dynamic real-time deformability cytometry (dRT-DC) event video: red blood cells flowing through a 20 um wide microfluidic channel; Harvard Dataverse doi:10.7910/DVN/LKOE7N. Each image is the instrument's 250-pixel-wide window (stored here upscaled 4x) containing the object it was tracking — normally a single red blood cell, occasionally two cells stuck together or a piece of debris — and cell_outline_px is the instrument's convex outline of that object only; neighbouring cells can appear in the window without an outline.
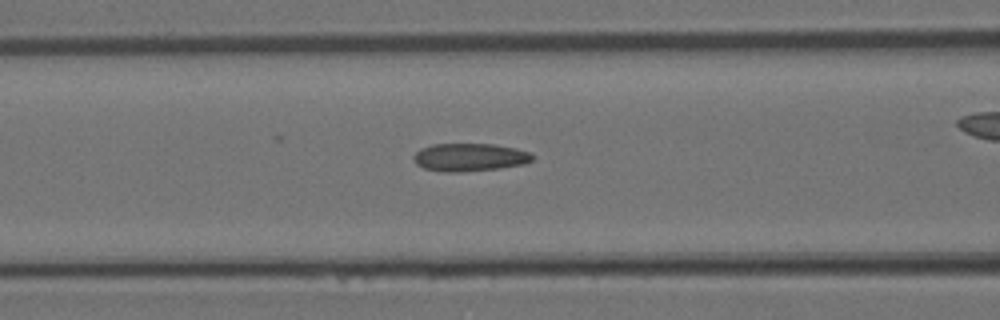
{"species": "Egyptian fruit bat (a non-hibernating species)", "species_latin": "Rousettus aegyptiacus", "temperature_condition": "room temperature", "stored_images_in_passage": 36, "camera_frame_rate_fps": 3000, "um_per_image_px": 0.085, "animal": {"sex": "female"}, "frame": {"image": 1, "passage_image": 16, "time_ms": 5.0, "image_size_px": [1000, 320], "cell_outline_px": [[532, 160], [524, 164], [496, 168], [460, 172], [444, 172], [424, 168], [416, 164], [412, 160], [412, 156], [420, 148], [432, 144], [492, 144], [516, 148], [528, 152], [532, 156]], "centroid_in_image_um": [39.85, 13.36], "position_along_channel_um": 126.7, "area_um2": 19.25}}
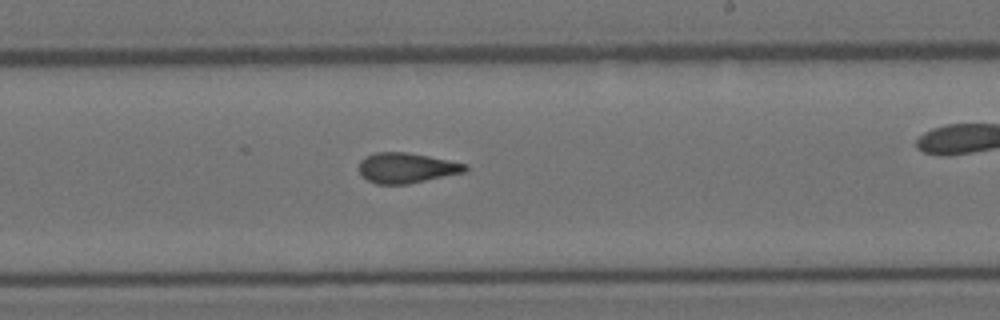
{"frame": {"image": 2, "passage_image": 24, "time_ms": 7.667, "image_size_px": [1000, 320], "cell_outline_px": [[468, 168], [464, 172], [408, 184], [376, 184], [368, 180], [360, 172], [360, 160], [376, 152], [404, 152], [428, 156], [468, 164]], "centroid_in_image_um": [34.57, 14.27], "position_along_channel_um": 254.4, "area_um2": 18.44}}
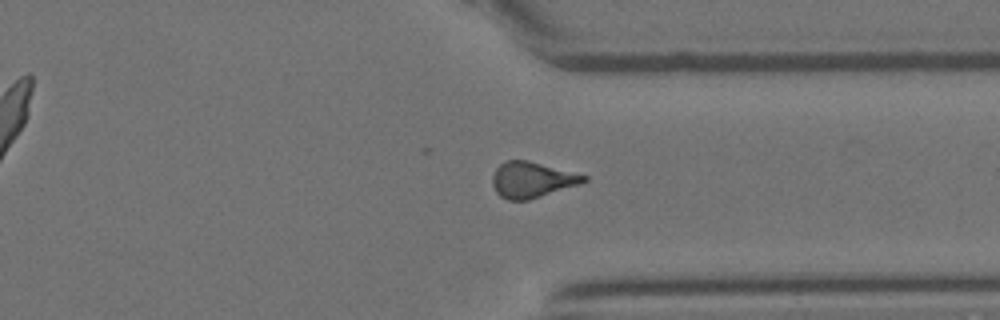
{"frame": {"image": 3, "passage_image": 31, "time_ms": 10.0, "image_size_px": [1000, 320], "cell_outline_px": [[588, 180], [580, 184], [528, 200], [508, 200], [500, 196], [496, 192], [492, 184], [492, 176], [496, 168], [504, 160], [528, 160], [588, 176]], "centroid_in_image_um": [45.19, 15.27], "position_along_channel_um": 366.2, "area_um2": 19.02}}